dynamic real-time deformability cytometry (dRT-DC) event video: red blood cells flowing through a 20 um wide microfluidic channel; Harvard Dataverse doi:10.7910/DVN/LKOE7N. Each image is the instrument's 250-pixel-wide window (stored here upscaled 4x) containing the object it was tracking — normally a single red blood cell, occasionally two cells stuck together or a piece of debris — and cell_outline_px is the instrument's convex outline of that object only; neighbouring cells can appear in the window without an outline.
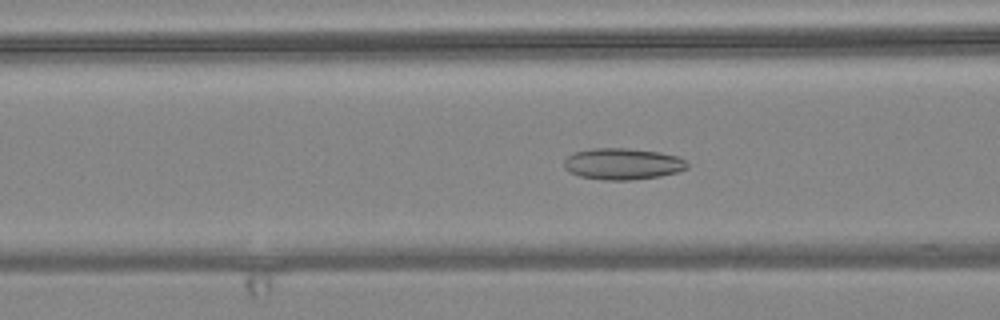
{"species": "common noctule bat (a hibernating species)", "species_latin": "Nyctalus noctula", "temperature_condition": "warm", "stored_images_in_passage": 56, "camera_frame_rate_fps": 3000, "um_per_image_px": 0.085, "animal": {"sex": "female", "body_mass_g": 24.6, "forearm_length_mm": 56.2}, "frame": {"image": 1, "passage_image": 22, "time_ms": 7.0, "image_size_px": [1000, 320], "cell_outline_px": [[688, 168], [676, 172], [660, 176], [632, 180], [604, 180], [580, 176], [568, 172], [564, 168], [564, 160], [568, 156], [576, 152], [592, 148], [628, 148], [660, 152], [676, 156], [684, 160], [688, 164]], "centroid_in_image_um": [52.91, 13.93], "position_along_channel_um": 113.7, "area_um2": 22.54}}
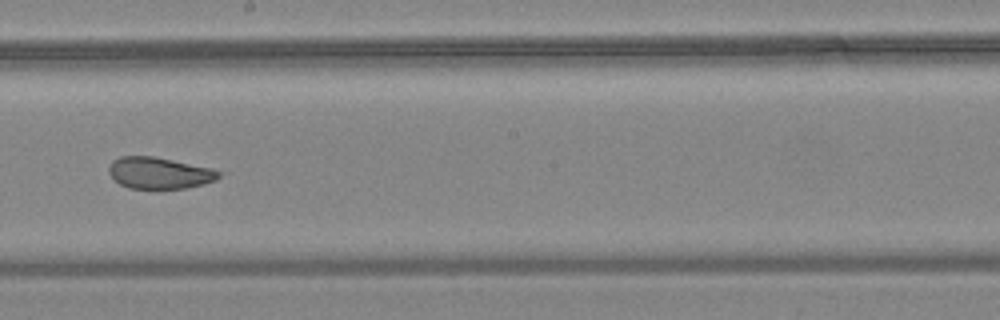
{"frame": {"image": 2, "passage_image": 32, "time_ms": 10.333, "image_size_px": [1000, 320], "cell_outline_px": [[220, 176], [216, 180], [204, 184], [184, 188], [156, 192], [128, 188], [120, 184], [108, 172], [108, 168], [112, 160], [120, 156], [152, 156], [212, 168], [220, 172]], "centroid_in_image_um": [13.52, 14.75], "position_along_channel_um": 234.7, "area_um2": 20.87}}
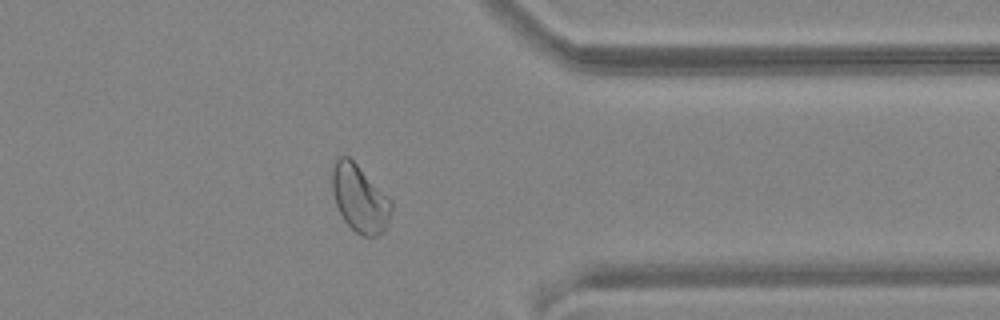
{"frame": {"image": 3, "passage_image": 45, "time_ms": 14.667, "image_size_px": [1000, 320], "cell_outline_px": [[392, 208], [388, 220], [384, 228], [376, 236], [360, 236], [344, 220], [336, 204], [332, 188], [332, 168], [336, 156], [348, 156], [392, 200]], "centroid_in_image_um": [30.56, 16.85], "position_along_channel_um": 380.8, "area_um2": 22.83}, "authors_computed_cell_mechanics": {"area_um2": 23.9581, "velocity_mm_per_s": 3.6349, "shape_relaxation_time_tau1_ms": null, "shape_relaxation_time_tau2_ms": 1.9112, "deformation_change_tau1": null, "deformation_change_tau2": 0.0787}}